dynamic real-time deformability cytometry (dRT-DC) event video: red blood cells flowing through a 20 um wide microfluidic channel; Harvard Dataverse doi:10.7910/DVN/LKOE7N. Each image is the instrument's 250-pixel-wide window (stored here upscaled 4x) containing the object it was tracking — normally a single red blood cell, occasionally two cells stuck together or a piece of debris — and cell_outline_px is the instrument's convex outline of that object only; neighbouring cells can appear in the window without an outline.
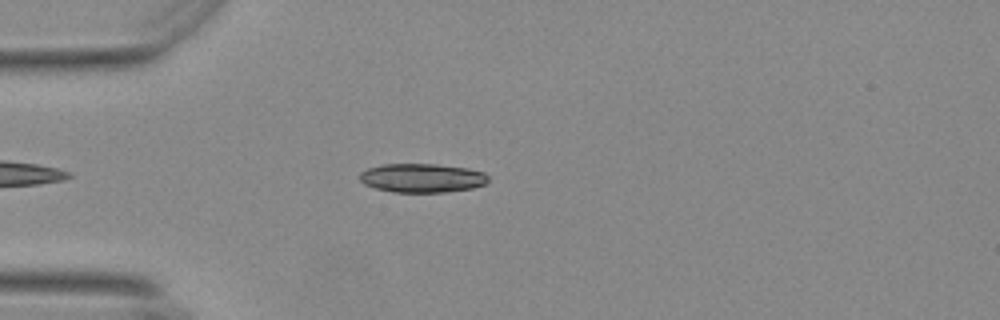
{"species": "Egyptian fruit bat (a non-hibernating species)", "species_latin": "Rousettus aegyptiacus", "temperature_condition": "warm", "stored_images_in_passage": 38, "camera_frame_rate_fps": 3000, "um_per_image_px": 0.085, "animal": {"sex": "female"}, "frame": {"image": 1, "passage_image": 3, "time_ms": 0.667, "image_size_px": [1000, 320], "cell_outline_px": [[488, 180], [484, 184], [472, 188], [444, 192], [392, 192], [376, 188], [364, 184], [360, 180], [360, 172], [368, 168], [384, 164], [436, 164], [468, 168], [484, 172], [488, 176]], "centroid_in_image_um": [35.87, 15.12], "position_along_channel_um": 49.1, "area_um2": 21.62}}
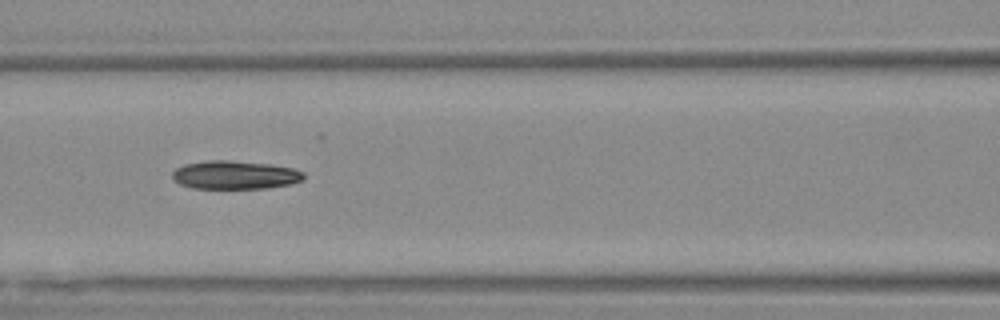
{"frame": {"image": 2, "passage_image": 12, "time_ms": 3.667, "image_size_px": [1000, 320], "cell_outline_px": [[304, 180], [292, 184], [268, 188], [192, 188], [180, 184], [172, 176], [172, 172], [176, 168], [184, 164], [208, 160], [228, 160], [272, 164], [292, 168], [304, 172]], "centroid_in_image_um": [20.0, 14.86], "position_along_channel_um": 146.6, "area_um2": 21.85}}
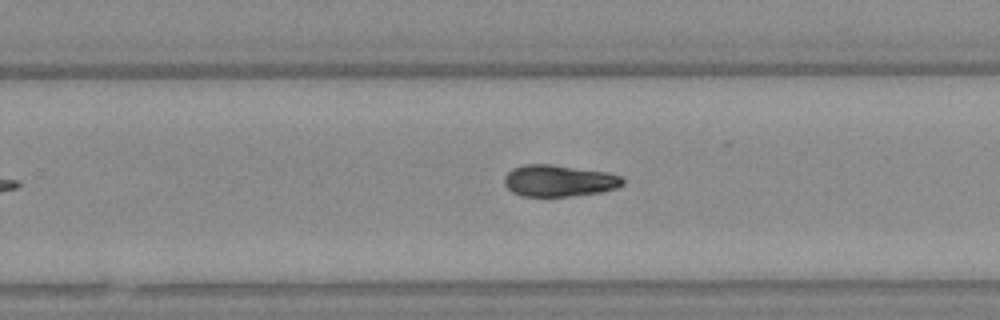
{"frame": {"image": 3, "passage_image": 23, "time_ms": 7.333, "image_size_px": [1000, 320], "cell_outline_px": [[624, 184], [616, 188], [600, 192], [568, 196], [520, 196], [512, 192], [504, 184], [504, 176], [512, 168], [524, 164], [552, 164], [608, 172], [620, 176], [624, 180]], "centroid_in_image_um": [47.49, 15.35], "position_along_channel_um": 282.3, "area_um2": 21.91}}